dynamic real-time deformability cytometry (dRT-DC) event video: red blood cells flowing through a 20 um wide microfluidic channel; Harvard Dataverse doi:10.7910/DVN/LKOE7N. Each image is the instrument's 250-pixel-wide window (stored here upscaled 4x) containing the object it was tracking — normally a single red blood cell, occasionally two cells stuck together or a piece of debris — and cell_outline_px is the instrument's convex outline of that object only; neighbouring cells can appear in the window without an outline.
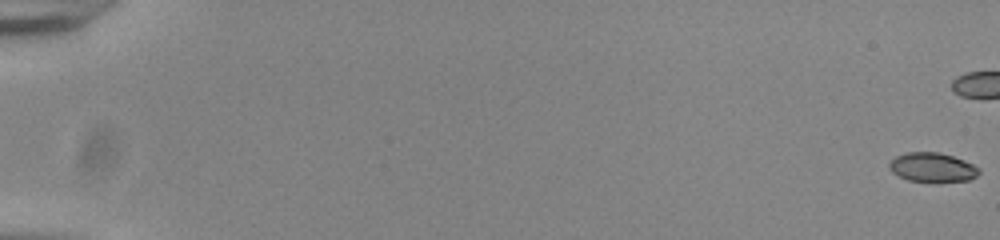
{"species": "common noctule bat (a hibernating species)", "species_latin": "Nyctalus noctula", "temperature_condition": "room temperature", "stored_images_in_passage": 46, "camera_frame_rate_fps": 3000, "um_per_image_px": 0.085, "animal": {"sex": "male", "body_mass_g": 20.0, "forearm_length_mm": 53.3}, "frame": {"image": 1, "passage_image": 1, "time_ms": 0.0, "image_size_px": [1000, 240], "cell_outline_px": [[980, 172], [976, 176], [968, 180], [908, 180], [892, 172], [888, 168], [888, 164], [896, 156], [908, 152], [940, 152], [964, 160], [980, 168]], "centroid_in_image_um": [79.24, 14.19], "position_along_channel_um": 5.8, "area_um2": 14.85}}
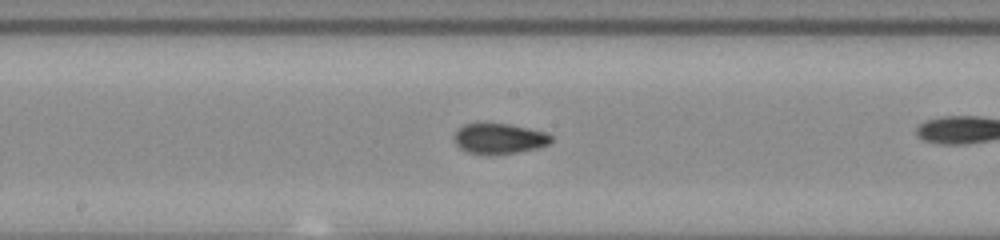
{"frame": {"image": 2, "passage_image": 32, "time_ms": 10.333, "image_size_px": [1000, 240], "cell_outline_px": [[552, 140], [548, 144], [536, 148], [516, 152], [492, 156], [484, 156], [468, 152], [460, 148], [456, 144], [456, 132], [464, 124], [508, 124], [548, 132], [552, 136]], "centroid_in_image_um": [42.46, 11.81], "position_along_channel_um": 205.7, "area_um2": 17.17}}
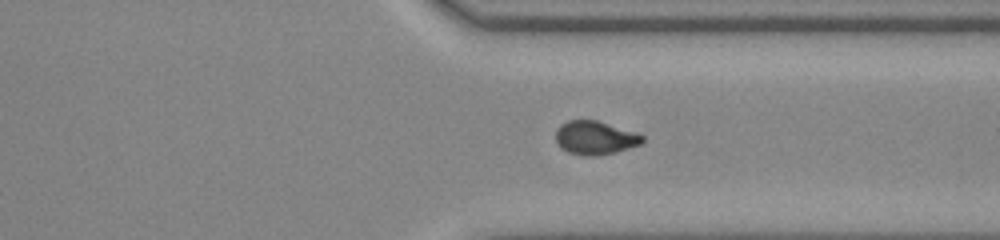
{"frame": {"image": 3, "passage_image": 44, "time_ms": 14.333, "image_size_px": [1000, 240], "cell_outline_px": [[644, 140], [640, 144], [616, 152], [596, 156], [588, 156], [568, 152], [560, 148], [556, 140], [556, 128], [560, 124], [568, 120], [596, 120], [636, 132], [644, 136]], "centroid_in_image_um": [50.57, 11.71], "position_along_channel_um": 360.8, "area_um2": 16.99}}